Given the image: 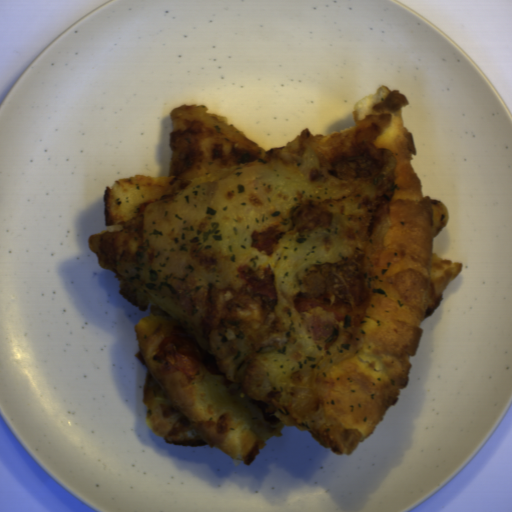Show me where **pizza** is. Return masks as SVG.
<instances>
[{"label": "pizza", "instance_id": "pizza-1", "mask_svg": "<svg viewBox=\"0 0 512 512\" xmlns=\"http://www.w3.org/2000/svg\"><path fill=\"white\" fill-rule=\"evenodd\" d=\"M409 101L408 95L384 84L359 99L348 129L319 134L308 127L270 148L239 133L228 116H212L198 103L177 105L171 109V132L186 129L197 136V161L182 175L142 173L105 186L106 228L90 234L89 250L97 255L101 268L114 273L119 295L140 312L150 309L135 326L139 346L135 357L146 369V415L166 443L215 446L246 466L267 442L282 437L283 428L295 427L336 455H349L396 403L407 386L423 323L463 268V263L432 252L449 211L441 200L423 195L412 167L415 142L403 115ZM369 143L397 155L391 205L370 235L364 206L374 200L377 189L370 180L345 181L331 173L332 163L361 155V146ZM264 161L294 165L319 191L313 203L339 213L344 257L364 251L368 298L363 305L350 309L342 320L320 309L299 312L294 301L300 292L275 289V310L284 319L285 332L254 343L256 361L265 373L296 384L311 379L319 360L346 346L355 350L350 361L324 370L319 377L318 396L328 421L318 429L275 402L251 399L240 383L220 372L199 325L209 284L158 292L138 274L147 204ZM301 293L308 295L306 290ZM316 314L339 326L331 349L309 332ZM177 327L188 330L203 352L191 379L155 359L161 340Z\"/></svg>", "mask_w": 512, "mask_h": 512}]
</instances>
